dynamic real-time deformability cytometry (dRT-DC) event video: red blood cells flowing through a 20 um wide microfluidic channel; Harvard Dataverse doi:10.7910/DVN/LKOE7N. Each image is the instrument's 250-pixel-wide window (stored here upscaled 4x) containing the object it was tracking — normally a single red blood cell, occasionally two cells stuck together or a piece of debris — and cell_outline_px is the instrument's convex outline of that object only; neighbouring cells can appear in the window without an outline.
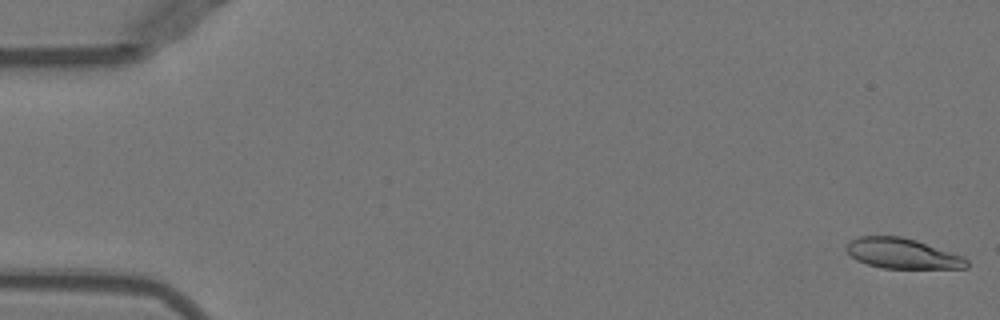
{"species": "Egyptian fruit bat (a non-hibernating species)", "species_latin": "Rousettus aegyptiacus", "temperature_condition": "warm", "stored_images_in_passage": 52, "segment_of_instrument_passage": [1, 2], "camera_frame_rate_fps": 3000, "um_per_image_px": 0.085, "animal": {"sex": "female"}, "frame": {"image": 1, "passage_image": 1, "time_ms": 0.0, "image_size_px": [1000, 320], "cell_outline_px": [[968, 268], [884, 268], [868, 264], [856, 260], [844, 248], [852, 240], [860, 236], [900, 236], [916, 240], [964, 256], [968, 260]], "centroid_in_image_um": [76.73, 21.55], "position_along_channel_um": 8.3, "area_um2": 21.1}}
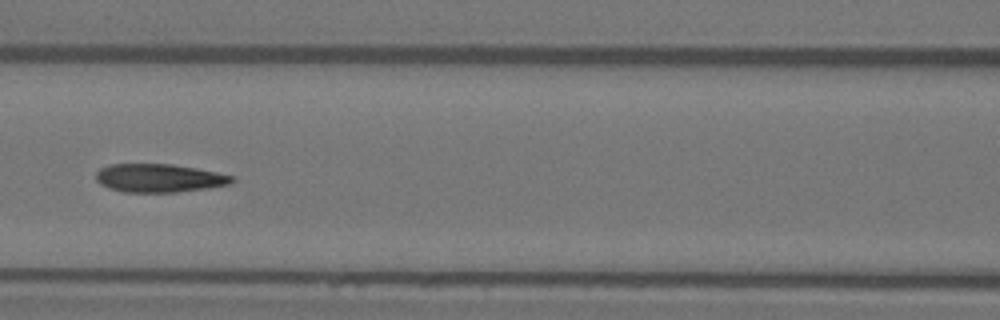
{"frame": {"image": 2, "passage_image": 23, "time_ms": 7.333, "image_size_px": [1000, 320], "cell_outline_px": [[236, 180], [232, 184], [208, 188], [176, 192], [124, 192], [108, 188], [100, 184], [96, 180], [96, 172], [100, 168], [108, 164], [172, 164], [196, 168], [236, 176]], "centroid_in_image_um": [13.55, 15.13], "position_along_channel_um": 153.1, "area_um2": 22.72}}
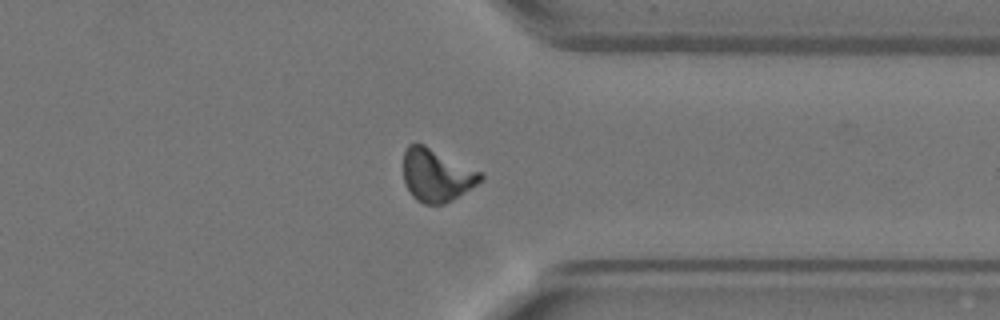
{"frame": {"image": 3, "passage_image": 40, "time_ms": 13.0, "image_size_px": [1000, 320], "cell_outline_px": [[484, 180], [452, 200], [444, 204], [424, 204], [416, 200], [412, 196], [404, 180], [404, 152], [408, 144], [424, 144], [484, 172]], "centroid_in_image_um": [37.15, 14.89], "position_along_channel_um": 374.2, "area_um2": 23.93}}